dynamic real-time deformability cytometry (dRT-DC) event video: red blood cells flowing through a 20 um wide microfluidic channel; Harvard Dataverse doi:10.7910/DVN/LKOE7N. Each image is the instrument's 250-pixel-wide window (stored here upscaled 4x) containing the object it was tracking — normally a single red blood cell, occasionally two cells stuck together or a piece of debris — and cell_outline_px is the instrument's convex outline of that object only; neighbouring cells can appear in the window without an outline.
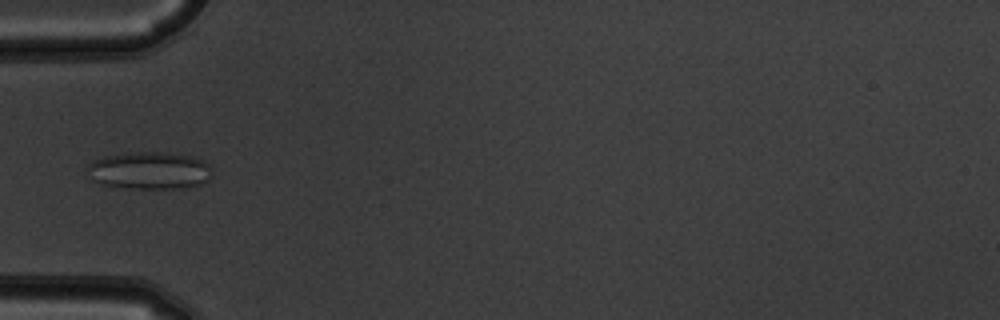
{"species": "common noctule bat (a hibernating species)", "species_latin": "Nyctalus noctula", "temperature_condition": "warm", "stored_images_in_passage": 8, "camera_frame_rate_fps": 3000, "um_per_image_px": 0.085, "animal": {"sex": "male", "body_mass_g": 19.5, "forearm_length_mm": 54.6}, "frame": {"image": 1, "passage_image": 6, "time_ms": 1.667, "image_size_px": [1000, 320], "cell_outline_px": [[212, 176], [208, 180], [200, 184], [180, 188], [132, 188], [104, 184], [92, 180], [88, 168], [88, 164], [92, 160], [104, 156], [128, 152], [168, 152], [196, 156], [204, 160], [212, 168]], "centroid_in_image_um": [12.76, 14.47], "position_along_channel_um": 72.2, "area_um2": 27.4}}
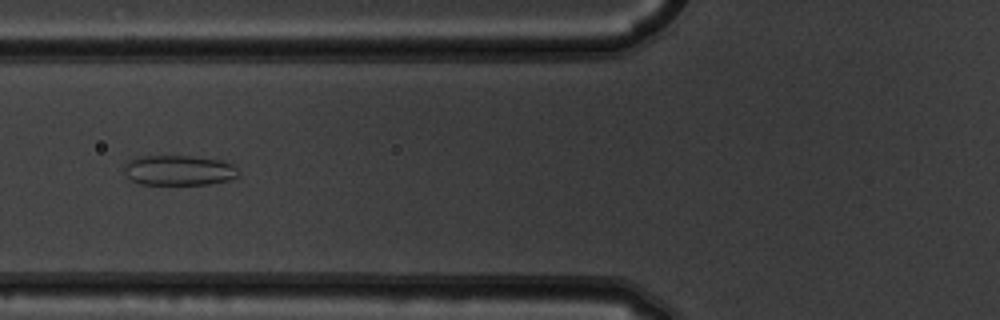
{"frame": {"image": 2, "passage_image": 7, "time_ms": 2.0, "image_size_px": [1000, 320], "cell_outline_px": [[240, 176], [228, 180], [208, 184], [140, 184], [132, 180], [124, 172], [124, 164], [136, 156], [192, 156], [220, 160], [232, 164], [240, 172]], "centroid_in_image_um": [15.21, 14.47], "position_along_channel_um": 110.6, "area_um2": 20.11}}